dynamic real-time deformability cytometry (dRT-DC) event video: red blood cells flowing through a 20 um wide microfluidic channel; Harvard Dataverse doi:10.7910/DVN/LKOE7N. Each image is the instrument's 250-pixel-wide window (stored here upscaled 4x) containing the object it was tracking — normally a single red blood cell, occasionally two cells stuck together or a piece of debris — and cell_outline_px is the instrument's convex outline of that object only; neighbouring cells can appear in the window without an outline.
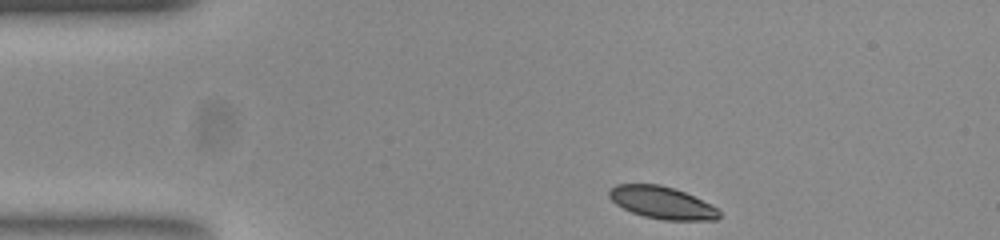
{"species": "common noctule bat (a hibernating species)", "species_latin": "Nyctalus noctula", "temperature_condition": "room temperature", "stored_images_in_passage": 37, "camera_frame_rate_fps": 3000, "um_per_image_px": 0.085, "animal": {"sex": "female", "body_mass_g": 23.0, "forearm_length_mm": 53.4}, "frame": {"image": 1, "passage_image": 1, "time_ms": 0.0, "image_size_px": [1000, 240], "cell_outline_px": [[720, 216], [716, 220], [664, 220], [644, 216], [632, 212], [616, 204], [608, 196], [608, 192], [616, 184], [660, 184], [684, 192], [716, 208], [720, 212]], "centroid_in_image_um": [56.24, 17.23], "position_along_channel_um": 28.8, "area_um2": 20.35}}
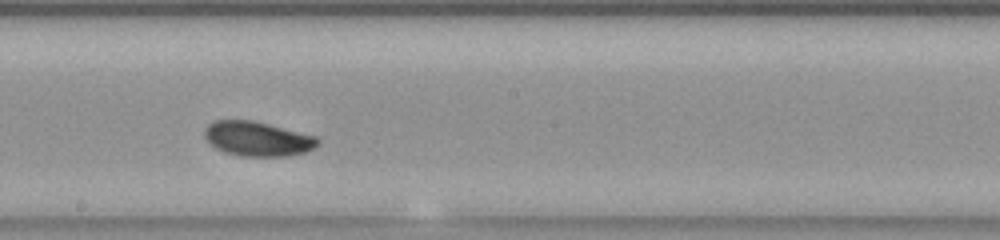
{"frame": {"image": 2, "passage_image": 21, "time_ms": 6.667, "image_size_px": [1000, 240], "cell_outline_px": [[320, 140], [312, 148], [304, 152], [288, 156], [240, 156], [224, 152], [216, 148], [204, 136], [204, 128], [212, 120], [252, 120], [316, 136]], "centroid_in_image_um": [21.85, 11.79], "position_along_channel_um": 226.4, "area_um2": 22.66}}
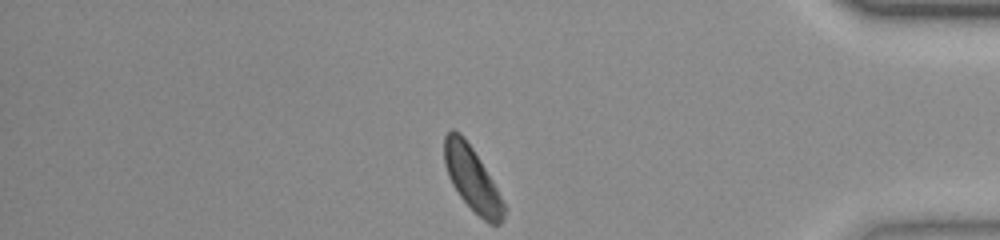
{"frame": {"image": 3, "passage_image": 37, "time_ms": 12.0, "image_size_px": [1000, 240], "cell_outline_px": [[508, 208], [500, 224], [488, 224], [460, 196], [452, 184], [448, 176], [444, 164], [444, 136], [452, 128], [460, 132], [464, 136], [472, 148], [492, 180]], "centroid_in_image_um": [40.14, 15.2], "position_along_channel_um": 395.1, "area_um2": 22.14}, "authors_computed_cell_mechanics": {"area_um2": 22.253, "velocity_mm_per_s": 3.7939, "shape_relaxation_time_tau1_ms": 3.3271, "shape_relaxation_time_tau2_ms": null, "deformation_change_tau1": 0.1422, "deformation_change_tau2": null}}